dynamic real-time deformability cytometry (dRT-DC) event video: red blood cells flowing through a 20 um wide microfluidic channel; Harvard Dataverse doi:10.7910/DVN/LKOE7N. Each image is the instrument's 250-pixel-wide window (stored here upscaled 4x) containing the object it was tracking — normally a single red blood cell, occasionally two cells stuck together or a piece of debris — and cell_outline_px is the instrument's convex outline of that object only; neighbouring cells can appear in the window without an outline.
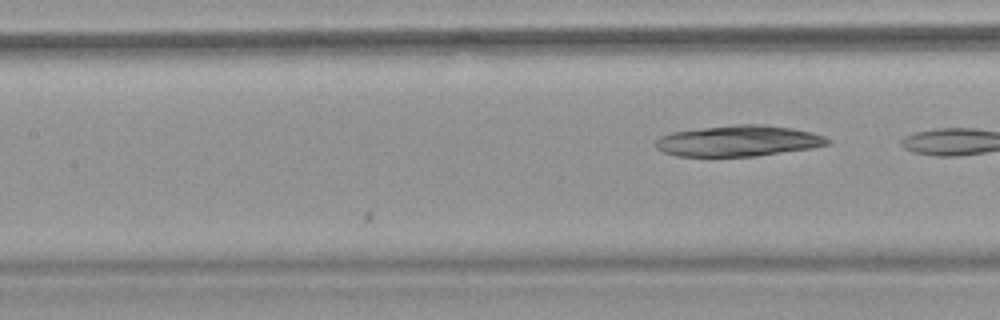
{"species": "common noctule bat (a hibernating species)", "species_latin": "Nyctalus noctula", "temperature_condition": "warm", "stored_images_in_passage": 6, "camera_frame_rate_fps": 3000, "um_per_image_px": 0.085, "animal": {"sex": "female", "body_mass_g": 18.4}, "frame": {"image": 1, "passage_image": 6, "time_ms": 5.667, "image_size_px": [1000, 320], "cell_outline_px": [[832, 140], [828, 144], [812, 148], [756, 156], [676, 156], [664, 152], [656, 148], [656, 140], [660, 136], [672, 132], [736, 124], [760, 124], [792, 128], [812, 132], [824, 136]], "centroid_in_image_um": [62.78, 11.98], "position_along_channel_um": 144.6, "area_um2": 30.87}}